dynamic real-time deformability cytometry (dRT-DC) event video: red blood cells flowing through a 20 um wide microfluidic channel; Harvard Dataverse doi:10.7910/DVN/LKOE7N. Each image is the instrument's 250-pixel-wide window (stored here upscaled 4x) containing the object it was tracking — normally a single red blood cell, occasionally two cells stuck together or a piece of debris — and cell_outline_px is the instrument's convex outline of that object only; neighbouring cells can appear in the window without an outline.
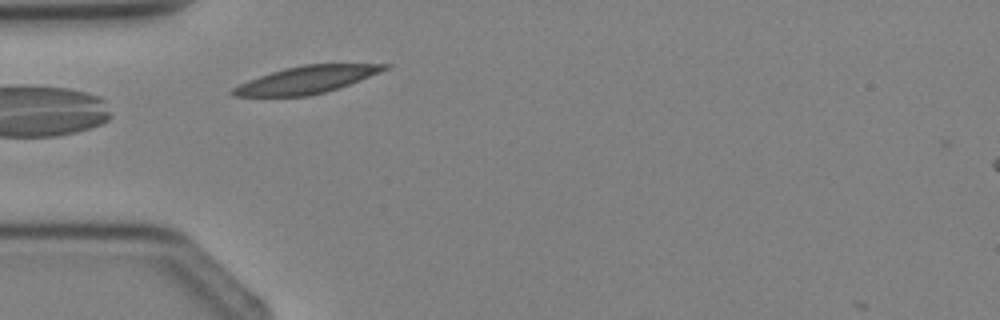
{"species": "Egyptian fruit bat (a non-hibernating species)", "species_latin": "Rousettus aegyptiacus", "temperature_condition": "cold", "stored_images_in_passage": 1, "camera_frame_rate_fps": 3000, "um_per_image_px": 0.085, "animal": {"sex": "female"}, "frame": {"image": 1, "passage_image": 1, "time_ms": 0.0, "image_size_px": [1000, 320], "cell_outline_px": [[392, 68], [360, 80], [324, 92], [308, 96], [232, 96], [228, 92], [232, 88], [248, 80], [284, 68], [304, 64], [392, 64]], "centroid_in_image_um": [26.07, 6.77], "position_along_channel_um": 58.9, "area_um2": 23.99}}